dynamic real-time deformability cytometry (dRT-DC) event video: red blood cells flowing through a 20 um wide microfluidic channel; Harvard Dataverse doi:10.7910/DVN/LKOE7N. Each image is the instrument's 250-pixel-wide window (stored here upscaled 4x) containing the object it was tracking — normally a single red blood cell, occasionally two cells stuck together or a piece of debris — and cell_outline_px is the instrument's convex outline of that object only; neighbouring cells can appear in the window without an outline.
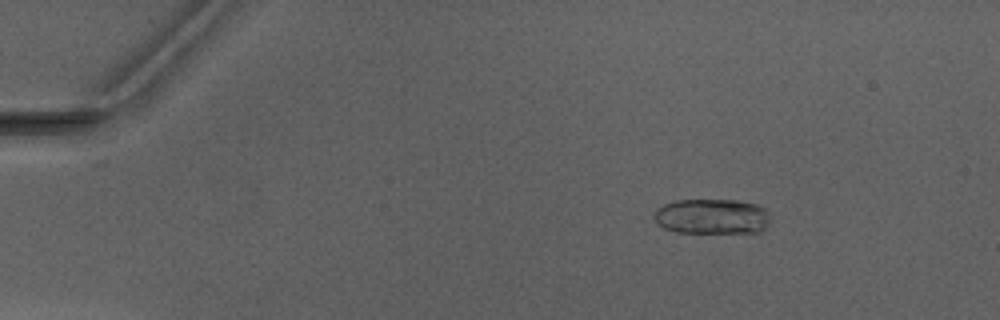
{"species": "Egyptian fruit bat (a non-hibernating species)", "species_latin": "Rousettus aegyptiacus", "temperature_condition": "warm", "stored_images_in_passage": 6, "camera_frame_rate_fps": 3000, "um_per_image_px": 0.085, "animal": {"sex": "male"}, "frame": {"image": 1, "passage_image": 3, "time_ms": 2.667, "image_size_px": [1000, 320], "cell_outline_px": [[768, 224], [760, 232], [676, 232], [664, 228], [656, 224], [652, 216], [656, 208], [664, 204], [676, 200], [736, 200], [756, 204], [764, 208], [768, 212]], "centroid_in_image_um": [60.46, 18.39], "position_along_channel_um": 24.5, "area_um2": 23.93}}